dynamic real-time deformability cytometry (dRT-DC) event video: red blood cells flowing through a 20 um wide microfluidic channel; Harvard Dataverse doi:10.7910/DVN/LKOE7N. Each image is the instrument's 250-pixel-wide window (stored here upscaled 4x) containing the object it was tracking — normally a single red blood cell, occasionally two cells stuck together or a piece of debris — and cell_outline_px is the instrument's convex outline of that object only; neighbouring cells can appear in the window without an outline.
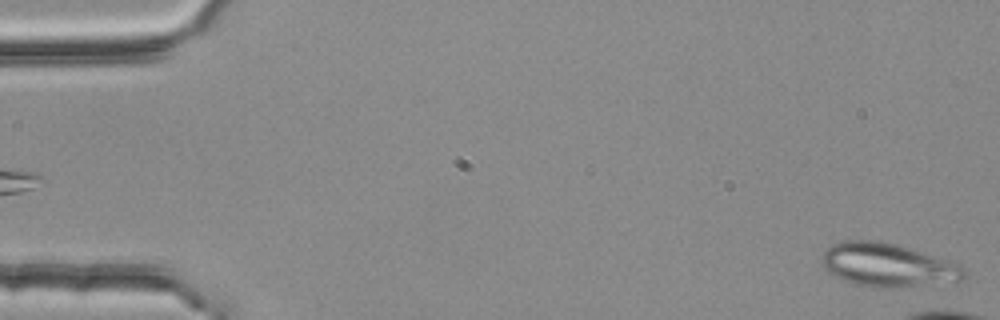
{"species": "common noctule bat (a hibernating species)", "species_latin": "Nyctalus noctula", "temperature_condition": "room temperature", "stored_images_in_passage": 3, "segment_of_instrument_passage": [2, 2], "camera_frame_rate_fps": 3000, "um_per_image_px": 0.085, "animal": {"sex": "female", "body_mass_g": 25.1}, "frame": {"image": 1, "passage_image": 3, "time_ms": 0.667, "image_size_px": [1000, 320], "cell_outline_px": [[964, 276], [960, 280], [892, 288], [880, 288], [856, 284], [844, 280], [828, 272], [824, 268], [820, 260], [820, 256], [832, 244], [840, 240], [880, 240], [896, 244], [908, 248], [964, 268]], "centroid_in_image_um": [75.3, 22.51], "position_along_channel_um": 9.7, "area_um2": 35.2}}